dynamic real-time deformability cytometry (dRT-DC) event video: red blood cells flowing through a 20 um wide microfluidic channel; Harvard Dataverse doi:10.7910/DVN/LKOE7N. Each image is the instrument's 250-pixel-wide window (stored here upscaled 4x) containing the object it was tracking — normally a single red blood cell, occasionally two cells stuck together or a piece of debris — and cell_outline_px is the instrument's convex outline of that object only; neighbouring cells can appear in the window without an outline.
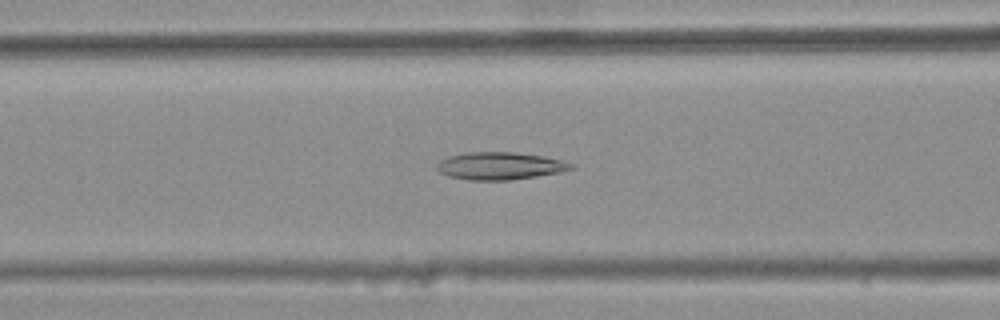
{"species": "common noctule bat (a hibernating species)", "species_latin": "Nyctalus noctula", "temperature_condition": "warm", "stored_images_in_passage": 47, "camera_frame_rate_fps": 3000, "um_per_image_px": 0.085, "animal": {"sex": "female", "body_mass_g": 25.1}, "frame": {"image": 1, "passage_image": 22, "time_ms": 7.0, "image_size_px": [1000, 320], "cell_outline_px": [[576, 168], [560, 172], [536, 176], [508, 180], [468, 180], [448, 176], [440, 172], [436, 168], [436, 164], [440, 160], [448, 156], [464, 152], [512, 152], [544, 156], [564, 160], [576, 164]], "centroid_in_image_um": [42.51, 14.09], "position_along_channel_um": 124.1, "area_um2": 21.73}}
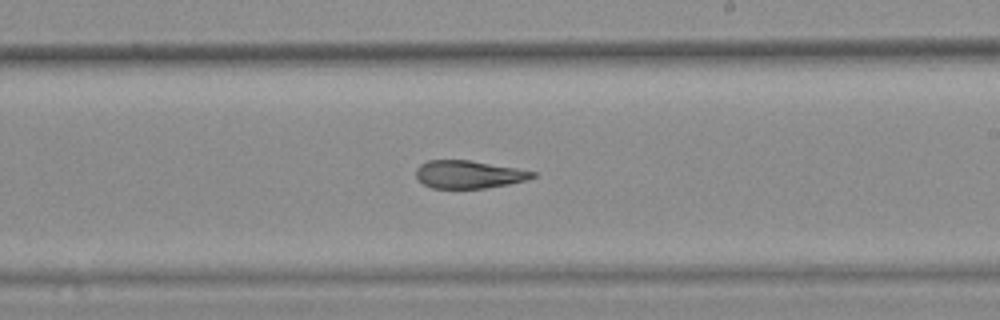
{"frame": {"image": 2, "passage_image": 32, "time_ms": 10.333, "image_size_px": [1000, 320], "cell_outline_px": [[536, 176], [528, 180], [508, 184], [484, 188], [432, 188], [424, 184], [416, 176], [416, 168], [420, 164], [428, 160], [468, 160], [516, 168], [536, 172]], "centroid_in_image_um": [39.84, 14.82], "position_along_channel_um": 249.2, "area_um2": 18.79}}
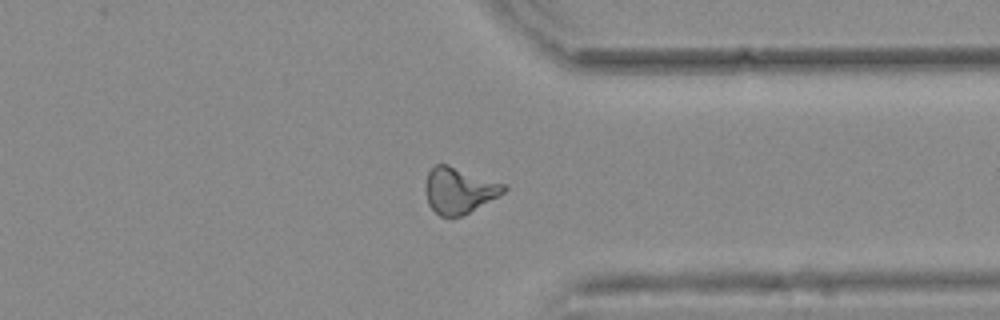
{"frame": {"image": 3, "passage_image": 42, "time_ms": 13.667, "image_size_px": [1000, 320], "cell_outline_px": [[508, 188], [504, 192], [468, 212], [460, 216], [440, 216], [428, 204], [424, 188], [428, 172], [436, 164], [448, 164], [508, 184]], "centroid_in_image_um": [39.02, 16.15], "position_along_channel_um": 372.4, "area_um2": 20.92}, "authors_computed_cell_mechanics": {"area_um2": 20.9236, "velocity_mm_per_s": 3.7615, "shape_relaxation_time_tau1_ms": null, "shape_relaxation_time_tau2_ms": 3.8526, "deformation_change_tau1": null, "deformation_change_tau2": 0.1255}}